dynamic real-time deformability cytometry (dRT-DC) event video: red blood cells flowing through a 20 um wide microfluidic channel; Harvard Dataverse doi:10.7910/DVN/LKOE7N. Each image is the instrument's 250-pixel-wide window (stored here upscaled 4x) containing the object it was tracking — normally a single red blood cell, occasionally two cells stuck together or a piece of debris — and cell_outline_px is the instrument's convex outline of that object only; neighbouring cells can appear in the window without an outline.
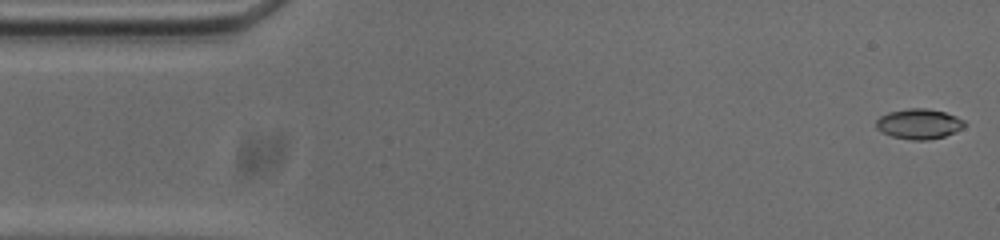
{"species": "common noctule bat (a hibernating species)", "species_latin": "Nyctalus noctula", "temperature_condition": "cold", "stored_images_in_passage": 53, "camera_frame_rate_fps": 3000, "um_per_image_px": 0.085, "animal": {"sex": "male", "body_mass_g": 20.0, "forearm_length_mm": 53.3}, "frame": {"image": 1, "passage_image": 1, "time_ms": 0.0, "image_size_px": [1000, 240], "cell_outline_px": [[968, 124], [964, 128], [944, 136], [928, 140], [912, 140], [892, 136], [880, 132], [876, 128], [876, 120], [880, 116], [888, 112], [908, 108], [928, 108], [944, 112], [956, 116], [964, 120]], "centroid_in_image_um": [78.12, 10.53], "position_along_channel_um": 6.9, "area_um2": 15.72}}
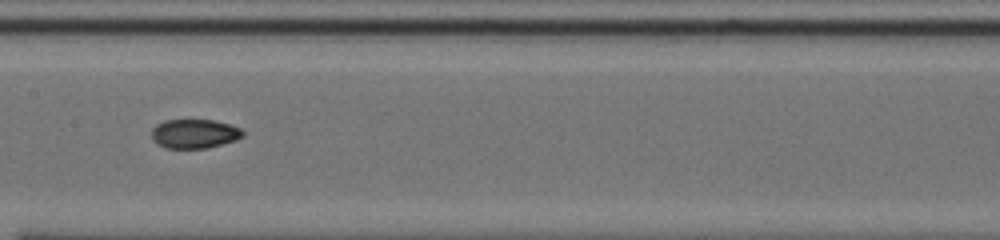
{"frame": {"image": 2, "passage_image": 25, "time_ms": 8.0, "image_size_px": [1000, 240], "cell_outline_px": [[244, 136], [236, 140], [208, 148], [164, 148], [156, 144], [152, 140], [152, 128], [156, 124], [164, 120], [212, 120], [228, 124], [240, 128], [244, 132]], "centroid_in_image_um": [16.5, 11.37], "position_along_channel_um": 190.9, "area_um2": 15.61}}
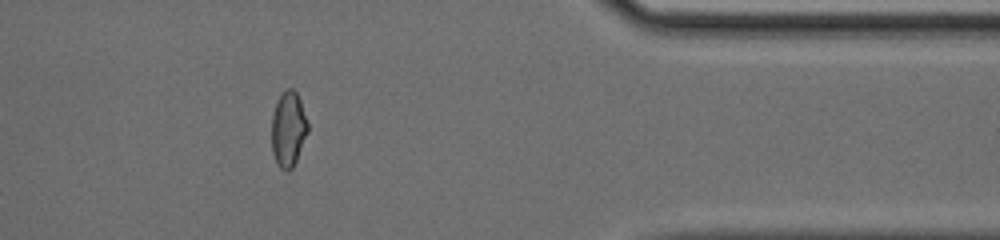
{"frame": {"image": 3, "passage_image": 43, "time_ms": 14.0, "image_size_px": [1000, 240], "cell_outline_px": [[308, 132], [296, 160], [292, 168], [288, 172], [280, 168], [276, 164], [272, 152], [272, 116], [276, 104], [280, 96], [288, 88], [292, 88], [296, 92], [300, 100], [308, 124]], "centroid_in_image_um": [24.5, 11.01], "position_along_channel_um": 386.9, "area_um2": 15.72}, "authors_computed_cell_mechanics": {"area_um2": 15.7794, "velocity_mm_per_s": 3.7344, "shape_relaxation_time_tau1_ms": 4.9413, "shape_relaxation_time_tau2_ms": 2.8382, "deformation_change_tau1": 0.1571, "deformation_change_tau2": 0.0562}}